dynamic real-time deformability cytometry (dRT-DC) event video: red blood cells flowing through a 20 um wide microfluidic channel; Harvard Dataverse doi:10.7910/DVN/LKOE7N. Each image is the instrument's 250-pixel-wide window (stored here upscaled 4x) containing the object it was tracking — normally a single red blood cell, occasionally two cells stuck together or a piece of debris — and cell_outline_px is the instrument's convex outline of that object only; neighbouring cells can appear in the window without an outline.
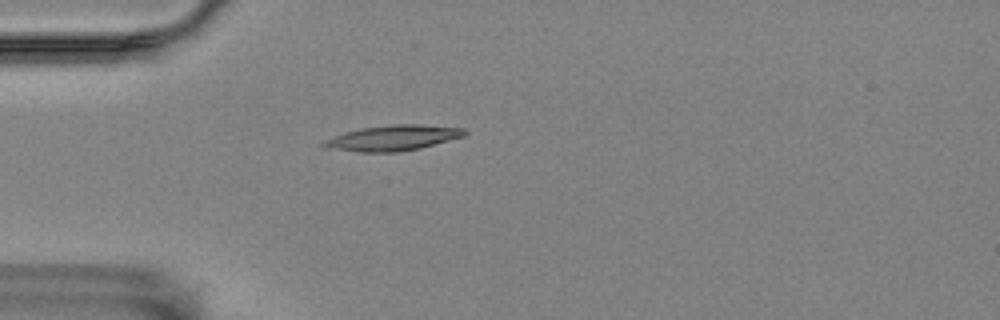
{"species": "Egyptian fruit bat (a non-hibernating species)", "species_latin": "Rousettus aegyptiacus", "temperature_condition": "room temperature", "stored_images_in_passage": 32, "camera_frame_rate_fps": 3000, "um_per_image_px": 0.085, "animal": {"sex": "female"}, "frame": {"image": 1, "passage_image": 3, "time_ms": 0.667, "image_size_px": [1000, 320], "cell_outline_px": [[468, 132], [464, 136], [420, 148], [396, 152], [360, 152], [324, 148], [320, 144], [344, 132], [360, 128], [392, 124], [420, 124], [464, 128]], "centroid_in_image_um": [33.41, 11.72], "position_along_channel_um": 51.6, "area_um2": 20.81}}
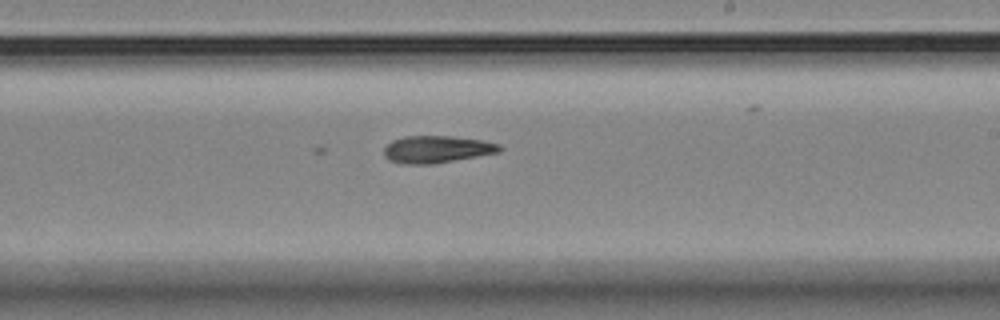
{"frame": {"image": 2, "passage_image": 21, "time_ms": 6.667, "image_size_px": [1000, 320], "cell_outline_px": [[504, 148], [500, 152], [432, 164], [404, 164], [388, 160], [384, 156], [384, 148], [392, 140], [404, 136], [452, 136], [484, 140], [500, 144]], "centroid_in_image_um": [37.14, 12.68], "position_along_channel_um": 251.9, "area_um2": 18.44}}
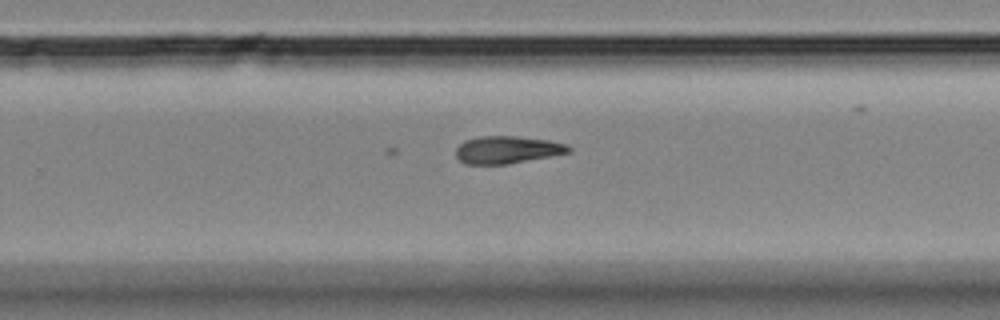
{"frame": {"image": 3, "passage_image": 24, "time_ms": 7.667, "image_size_px": [1000, 320], "cell_outline_px": [[572, 152], [552, 156], [508, 164], [464, 164], [456, 156], [456, 148], [464, 140], [480, 136], [516, 136], [548, 140], [564, 144], [572, 148]], "centroid_in_image_um": [43.11, 12.73], "position_along_channel_um": 286.7, "area_um2": 18.09}}